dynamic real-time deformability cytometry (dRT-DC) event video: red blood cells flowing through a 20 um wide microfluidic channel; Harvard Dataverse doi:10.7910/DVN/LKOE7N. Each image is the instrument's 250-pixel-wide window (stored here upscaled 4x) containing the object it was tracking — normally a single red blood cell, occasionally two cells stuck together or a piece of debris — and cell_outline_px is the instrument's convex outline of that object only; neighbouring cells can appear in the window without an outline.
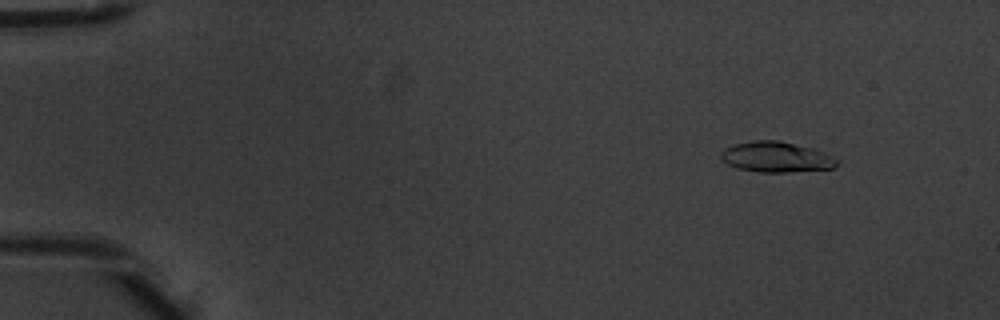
{"species": "common noctule bat (a hibernating species)", "species_latin": "Nyctalus noctula", "temperature_condition": "warm", "stored_images_in_passage": 6, "camera_frame_rate_fps": 3000, "um_per_image_px": 0.085, "animal": {"sex": "male", "body_mass_g": 20.1, "forearm_length_mm": 53.5}, "frame": {"image": 1, "passage_image": 2, "time_ms": 0.333, "image_size_px": [1000, 320], "cell_outline_px": [[840, 160], [832, 168], [788, 172], [760, 172], [740, 168], [728, 164], [720, 156], [720, 152], [724, 148], [736, 144], [752, 140], [776, 140], [812, 148]], "centroid_in_image_um": [65.96, 13.34], "position_along_channel_um": 19.0, "area_um2": 20.23}}
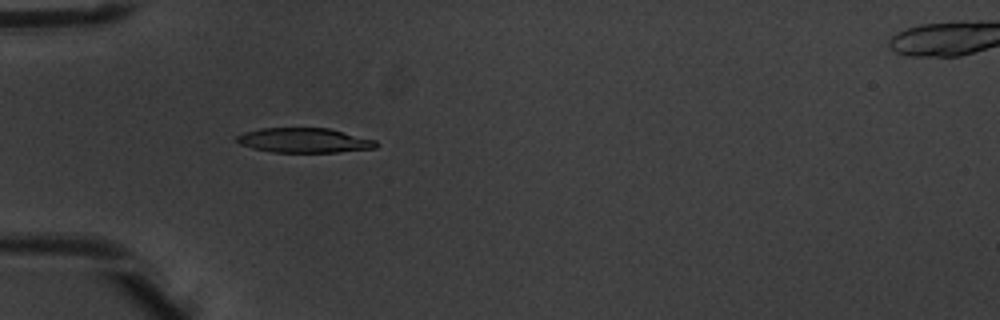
{"frame": {"image": 2, "passage_image": 5, "time_ms": 1.333, "image_size_px": [1000, 320], "cell_outline_px": [[380, 144], [376, 148], [336, 152], [272, 152], [252, 148], [240, 144], [236, 140], [236, 136], [244, 132], [260, 128], [328, 128], [376, 140]], "centroid_in_image_um": [25.86, 11.93], "position_along_channel_um": 59.1, "area_um2": 20.06}}